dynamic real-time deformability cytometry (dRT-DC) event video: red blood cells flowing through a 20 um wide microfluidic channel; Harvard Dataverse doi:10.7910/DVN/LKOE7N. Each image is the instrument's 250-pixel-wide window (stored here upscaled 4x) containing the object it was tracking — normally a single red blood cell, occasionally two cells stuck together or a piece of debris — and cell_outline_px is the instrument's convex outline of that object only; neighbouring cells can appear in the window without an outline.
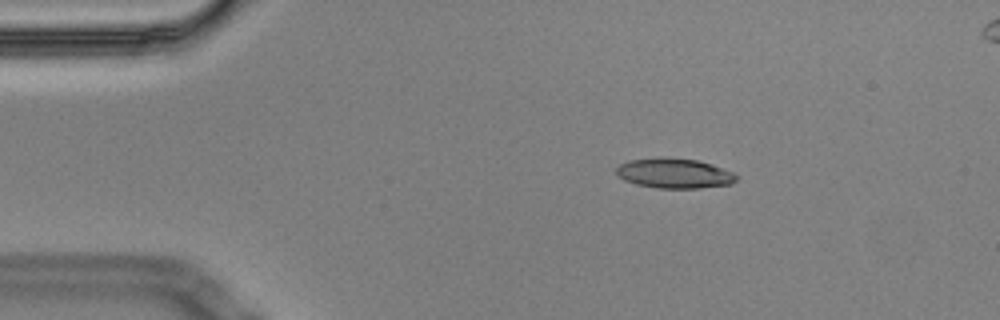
{"species": "Egyptian fruit bat (a non-hibernating species)", "species_latin": "Rousettus aegyptiacus", "temperature_condition": "cold", "stored_images_in_passage": 2, "camera_frame_rate_fps": 3000, "um_per_image_px": 0.085, "animal": {"sex": "male"}, "frame": {"image": 1, "passage_image": 1, "time_ms": 0.0, "image_size_px": [1000, 320], "cell_outline_px": [[740, 176], [732, 184], [700, 188], [656, 188], [636, 184], [624, 180], [616, 172], [616, 168], [620, 164], [628, 160], [696, 160], [712, 164], [732, 172]], "centroid_in_image_um": [57.37, 14.78], "position_along_channel_um": 27.6, "area_um2": 20.17}}